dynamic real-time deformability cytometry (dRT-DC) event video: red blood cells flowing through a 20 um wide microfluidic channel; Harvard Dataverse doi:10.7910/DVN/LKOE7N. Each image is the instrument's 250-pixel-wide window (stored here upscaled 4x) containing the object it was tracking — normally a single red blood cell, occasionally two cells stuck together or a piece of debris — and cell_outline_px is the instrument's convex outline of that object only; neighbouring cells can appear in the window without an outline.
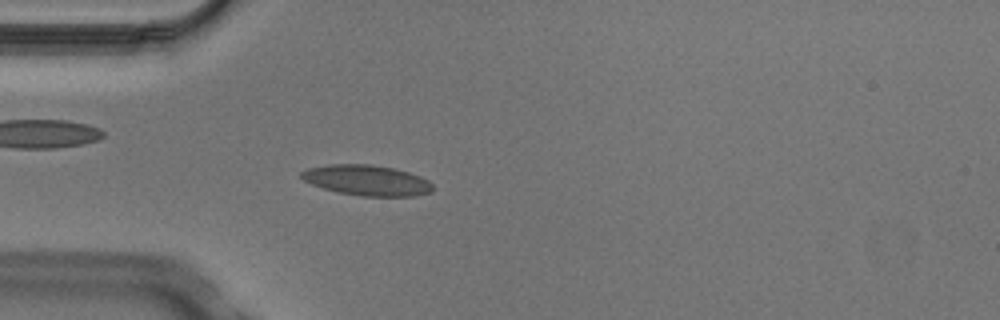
{"species": "Egyptian fruit bat (a non-hibernating species)", "species_latin": "Rousettus aegyptiacus", "temperature_condition": "cold", "stored_images_in_passage": 4, "camera_frame_rate_fps": 3000, "um_per_image_px": 0.085, "animal": {"sex": "male"}, "frame": {"image": 1, "passage_image": 4, "time_ms": 1.0, "image_size_px": [1000, 320], "cell_outline_px": [[432, 192], [416, 196], [360, 196], [340, 192], [324, 188], [312, 184], [304, 180], [300, 176], [300, 172], [308, 168], [328, 164], [372, 164], [392, 168], [408, 172], [420, 176], [428, 180], [432, 184]], "centroid_in_image_um": [31.19, 15.32], "position_along_channel_um": 53.8, "area_um2": 23.29}}